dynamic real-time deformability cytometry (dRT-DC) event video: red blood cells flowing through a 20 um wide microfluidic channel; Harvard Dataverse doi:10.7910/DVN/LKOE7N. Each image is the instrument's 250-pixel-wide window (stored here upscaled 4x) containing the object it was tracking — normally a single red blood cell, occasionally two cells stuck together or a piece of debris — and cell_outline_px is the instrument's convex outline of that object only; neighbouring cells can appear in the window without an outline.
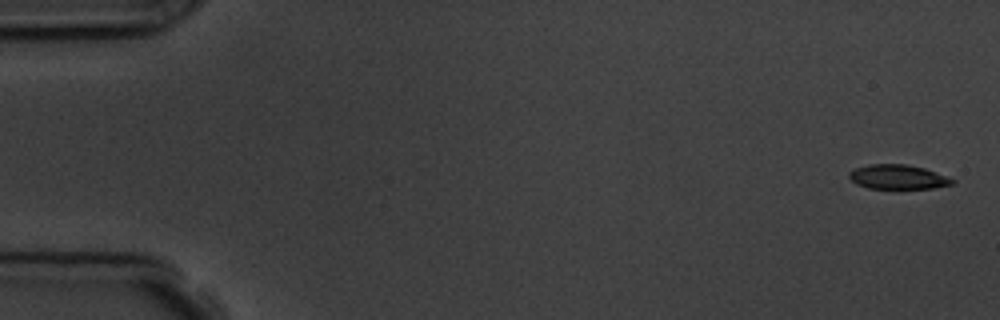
{"species": "common noctule bat (a hibernating species)", "species_latin": "Nyctalus noctula", "temperature_condition": "room temperature", "stored_images_in_passage": 5, "camera_frame_rate_fps": 3000, "um_per_image_px": 0.085, "animal": {"sex": "male", "body_mass_g": 19.5, "forearm_length_mm": 54.6}, "frame": {"image": 1, "passage_image": 1, "time_ms": 0.0, "image_size_px": [1000, 320], "cell_outline_px": [[956, 184], [932, 188], [868, 188], [856, 184], [848, 176], [848, 172], [856, 168], [868, 164], [908, 164], [924, 168], [936, 172], [956, 180]], "centroid_in_image_um": [76.34, 15.03], "position_along_channel_um": 8.7, "area_um2": 14.74}}
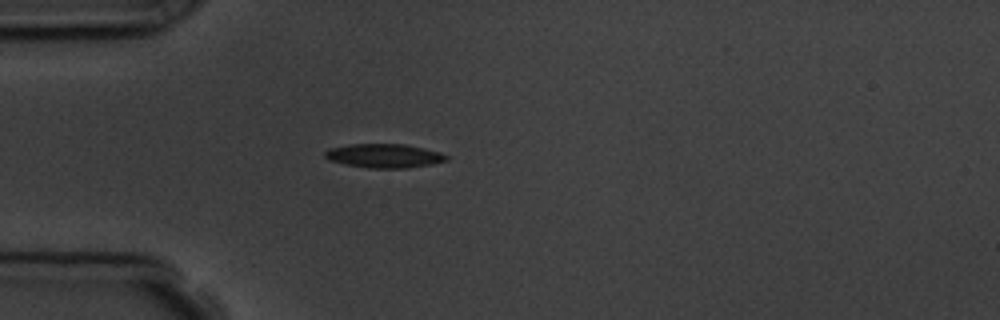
{"frame": {"image": 2, "passage_image": 5, "time_ms": 4.667, "image_size_px": [1000, 320], "cell_outline_px": [[448, 160], [432, 164], [408, 168], [368, 168], [344, 164], [328, 160], [324, 156], [324, 152], [328, 148], [348, 144], [404, 144], [424, 148], [440, 152], [448, 156]], "centroid_in_image_um": [32.63, 13.24], "position_along_channel_um": 52.4, "area_um2": 17.11}}